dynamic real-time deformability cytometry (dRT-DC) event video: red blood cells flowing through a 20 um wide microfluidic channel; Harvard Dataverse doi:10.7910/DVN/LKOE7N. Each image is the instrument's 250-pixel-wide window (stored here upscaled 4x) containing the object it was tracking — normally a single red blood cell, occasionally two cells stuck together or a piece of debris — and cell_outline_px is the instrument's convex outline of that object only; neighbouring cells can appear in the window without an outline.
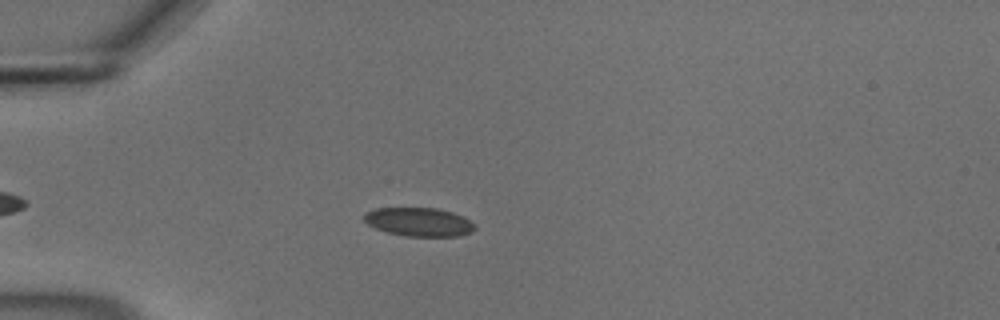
{"species": "common noctule bat (a hibernating species)", "species_latin": "Nyctalus noctula", "temperature_condition": "cold", "stored_images_in_passage": 47, "camera_frame_rate_fps": 3000, "um_per_image_px": 0.085, "animal": {"sex": "male", "body_mass_g": 18.8}, "frame": {"image": 1, "passage_image": 11, "time_ms": 3.333, "image_size_px": [1000, 320], "cell_outline_px": [[476, 228], [472, 232], [456, 236], [408, 236], [388, 232], [376, 228], [368, 224], [364, 220], [364, 216], [368, 212], [376, 208], [436, 208], [452, 212], [476, 224]], "centroid_in_image_um": [35.63, 18.86], "position_along_channel_um": 49.4, "area_um2": 18.21}}
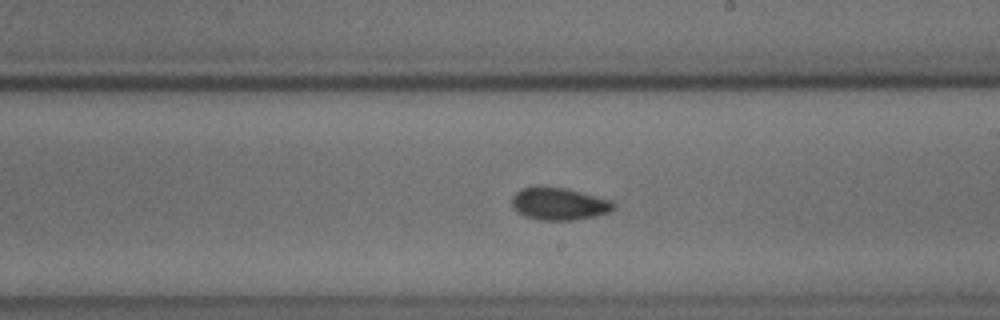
{"frame": {"image": 2, "passage_image": 28, "time_ms": 9.0, "image_size_px": [1000, 320], "cell_outline_px": [[616, 208], [608, 212], [596, 216], [572, 220], [540, 220], [524, 216], [516, 212], [512, 208], [512, 196], [520, 188], [536, 184], [564, 188], [612, 200], [616, 204]], "centroid_in_image_um": [47.47, 17.3], "position_along_channel_um": 241.5, "area_um2": 19.65}}
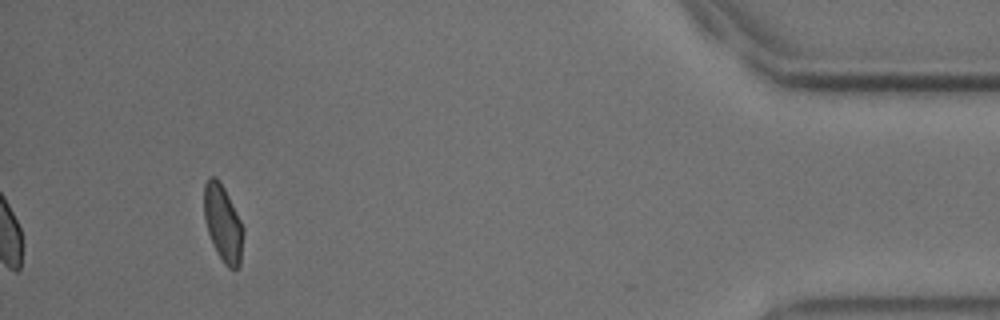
{"frame": {"image": 3, "passage_image": 47, "time_ms": 15.333, "image_size_px": [1000, 320], "cell_outline_px": [[244, 232], [240, 264], [236, 268], [228, 268], [224, 264], [216, 252], [208, 232], [204, 216], [204, 184], [208, 176], [216, 176], [220, 180], [244, 228]], "centroid_in_image_um": [18.94, 18.96], "position_along_channel_um": 416.3, "area_um2": 17.51}, "authors_computed_cell_mechanics": {"area_um2": 18.2648, "velocity_mm_per_s": 3.6956, "shape_relaxation_time_tau1_ms": 6.6487, "shape_relaxation_time_tau2_ms": 1.9995, "deformation_change_tau1": 0.1088, "deformation_change_tau2": 0.0567}}